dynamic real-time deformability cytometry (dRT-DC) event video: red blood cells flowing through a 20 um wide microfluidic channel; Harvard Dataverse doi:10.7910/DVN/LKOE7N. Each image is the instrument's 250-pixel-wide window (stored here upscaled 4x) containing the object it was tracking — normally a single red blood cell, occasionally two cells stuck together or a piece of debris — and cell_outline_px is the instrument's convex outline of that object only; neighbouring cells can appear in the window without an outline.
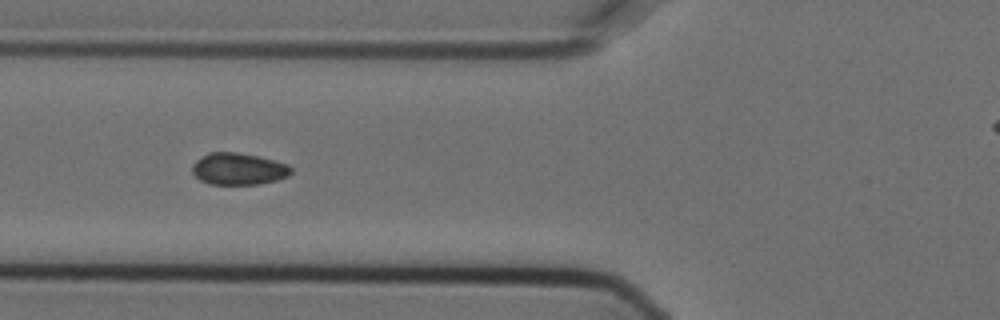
{"species": "Egyptian fruit bat (a non-hibernating species)", "species_latin": "Rousettus aegyptiacus", "temperature_condition": "cold", "stored_images_in_passage": 6, "segment_of_instrument_passage": [1, 2], "camera_frame_rate_fps": 3000, "um_per_image_px": 0.085, "animal": {"sex": "female"}, "frame": {"image": 1, "passage_image": 4, "time_ms": 1.0, "image_size_px": [1000, 320], "cell_outline_px": [[292, 172], [288, 176], [276, 180], [256, 184], [208, 184], [200, 180], [192, 172], [192, 164], [196, 160], [208, 152], [236, 152], [260, 156], [288, 164], [292, 168]], "centroid_in_image_um": [20.26, 14.35], "position_along_channel_um": 105.5, "area_um2": 18.44}}
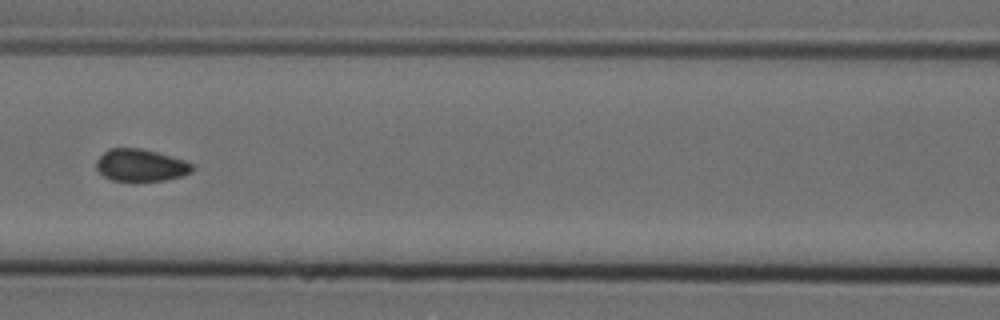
{"frame": {"image": 2, "passage_image": 5, "time_ms": 1.333, "image_size_px": [1000, 320], "cell_outline_px": [[196, 168], [192, 172], [180, 176], [164, 180], [136, 184], [132, 184], [112, 180], [104, 176], [96, 168], [96, 160], [108, 148], [140, 148], [156, 152], [184, 160], [192, 164]], "centroid_in_image_um": [11.94, 14.09], "position_along_channel_um": 154.7, "area_um2": 18.61}}